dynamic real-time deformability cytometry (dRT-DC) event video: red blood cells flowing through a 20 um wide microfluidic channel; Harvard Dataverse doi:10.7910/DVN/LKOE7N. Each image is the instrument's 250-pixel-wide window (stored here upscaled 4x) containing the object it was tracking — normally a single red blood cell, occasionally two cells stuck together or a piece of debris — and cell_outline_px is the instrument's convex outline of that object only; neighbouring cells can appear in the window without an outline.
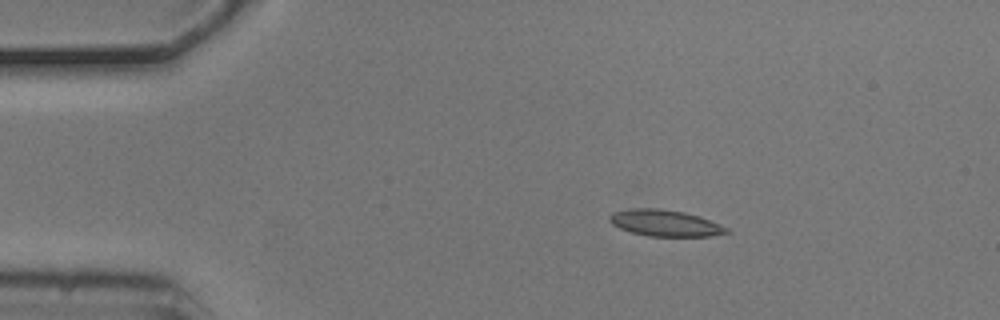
{"species": "common noctule bat (a hibernating species)", "species_latin": "Nyctalus noctula", "temperature_condition": "cold", "stored_images_in_passage": 5, "camera_frame_rate_fps": 3000, "um_per_image_px": 0.085, "animal": {"sex": "male", "body_mass_g": 20.5, "forearm_length_mm": 52.5}, "frame": {"image": 1, "passage_image": 2, "time_ms": 0.333, "image_size_px": [1000, 320], "cell_outline_px": [[732, 232], [708, 236], [648, 236], [632, 232], [620, 228], [612, 224], [608, 220], [608, 216], [612, 212], [628, 208], [656, 208], [684, 212], [700, 216], [720, 224], [728, 228]], "centroid_in_image_um": [56.51, 18.95], "position_along_channel_um": 28.5, "area_um2": 18.09}}
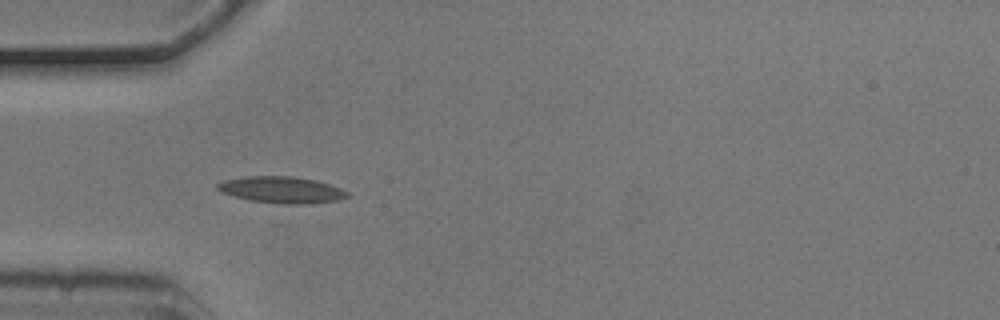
{"frame": {"image": 2, "passage_image": 4, "time_ms": 1.0, "image_size_px": [1000, 320], "cell_outline_px": [[348, 196], [336, 200], [308, 204], [284, 204], [252, 200], [220, 192], [216, 188], [216, 184], [224, 180], [244, 176], [292, 176], [316, 180], [340, 188], [348, 192]], "centroid_in_image_um": [23.91, 16.12], "position_along_channel_um": 61.1, "area_um2": 19.88}}
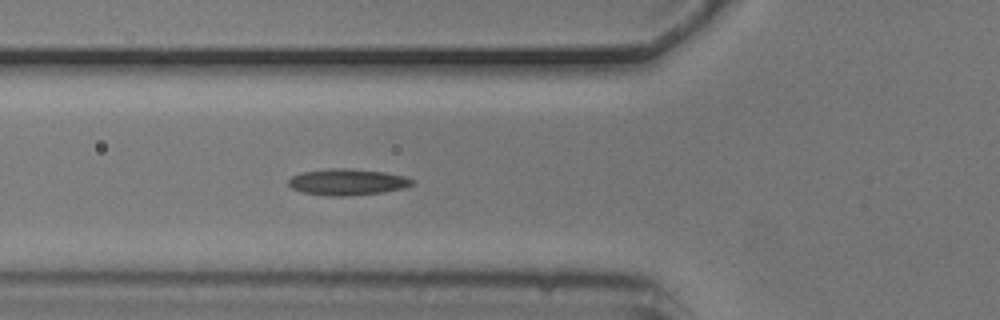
{"frame": {"image": 3, "passage_image": 5, "time_ms": 1.333, "image_size_px": [1000, 320], "cell_outline_px": [[416, 184], [404, 188], [380, 192], [348, 196], [328, 196], [300, 192], [292, 188], [288, 184], [288, 180], [292, 176], [300, 172], [332, 168], [348, 168], [384, 172], [404, 176], [416, 180]], "centroid_in_image_um": [29.53, 15.47], "position_along_channel_um": 96.3, "area_um2": 19.13}}